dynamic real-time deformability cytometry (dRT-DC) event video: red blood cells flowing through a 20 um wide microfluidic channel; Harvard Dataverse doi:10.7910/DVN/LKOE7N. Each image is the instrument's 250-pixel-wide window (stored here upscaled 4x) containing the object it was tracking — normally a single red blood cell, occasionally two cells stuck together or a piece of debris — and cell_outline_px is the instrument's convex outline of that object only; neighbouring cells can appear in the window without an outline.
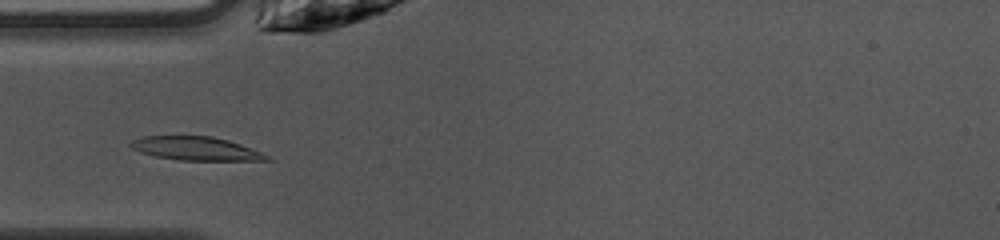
{"species": "common noctule bat (a hibernating species)", "species_latin": "Nyctalus noctula", "temperature_condition": "warm", "stored_images_in_passage": 37, "camera_frame_rate_fps": 3000, "um_per_image_px": 0.085, "animal": {"sex": "female", "body_mass_g": 10.0, "forearm_length_mm": 53.1}, "frame": {"image": 1, "passage_image": 3, "time_ms": 0.667, "image_size_px": [1000, 240], "cell_outline_px": [[272, 160], [180, 160], [156, 156], [140, 152], [132, 148], [128, 144], [132, 140], [144, 136], [212, 136], [228, 140], [240, 144], [260, 152], [268, 156]], "centroid_in_image_um": [16.61, 12.62], "position_along_channel_um": 68.4, "area_um2": 18.44}}
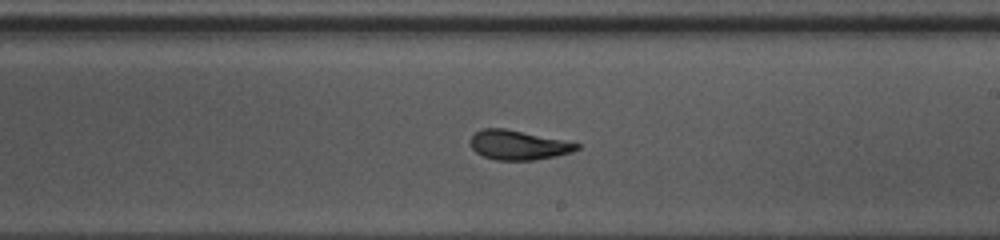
{"frame": {"image": 2, "passage_image": 16, "time_ms": 5.0, "image_size_px": [1000, 240], "cell_outline_px": [[580, 148], [572, 152], [556, 156], [532, 160], [496, 160], [484, 156], [476, 152], [472, 148], [472, 136], [480, 128], [504, 128], [580, 144]], "centroid_in_image_um": [44.05, 12.33], "position_along_channel_um": 245.0, "area_um2": 17.92}}
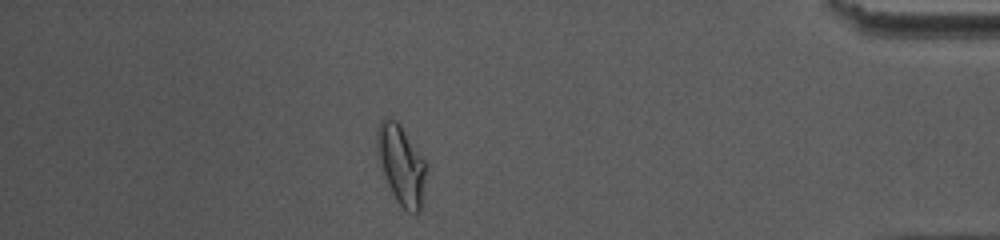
{"frame": {"image": 3, "passage_image": 31, "time_ms": 10.0, "image_size_px": [1000, 240], "cell_outline_px": [[428, 168], [420, 208], [416, 216], [408, 212], [396, 200], [384, 176], [376, 144], [376, 128], [380, 120], [384, 116], [388, 116], [396, 120], [400, 124], [428, 164]], "centroid_in_image_um": [34.12, 13.96], "position_along_channel_um": 401.1, "area_um2": 22.95}, "authors_computed_cell_mechanics": {"area_um2": 19.074, "velocity_mm_per_s": 4.0488, "shape_relaxation_time_tau1_ms": 4.8418, "shape_relaxation_time_tau2_ms": 1.6948, "deformation_change_tau1": 0.2104, "deformation_change_tau2": 0.092}}